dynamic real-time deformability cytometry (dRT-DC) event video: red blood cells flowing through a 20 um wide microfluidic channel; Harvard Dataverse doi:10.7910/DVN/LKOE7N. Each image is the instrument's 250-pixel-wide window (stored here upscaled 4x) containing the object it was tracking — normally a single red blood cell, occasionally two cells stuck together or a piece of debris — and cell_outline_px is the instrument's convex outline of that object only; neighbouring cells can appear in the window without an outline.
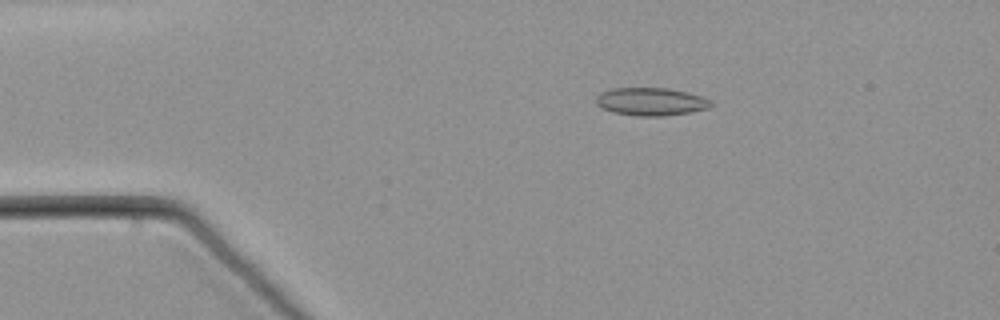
{"species": "common noctule bat (a hibernating species)", "species_latin": "Nyctalus noctula", "temperature_condition": "warm", "stored_images_in_passage": 60, "camera_frame_rate_fps": 3000, "um_per_image_px": 0.085, "animal": {"sex": "male", "body_mass_g": 21.5, "forearm_length_mm": 52.0}, "frame": {"image": 1, "passage_image": 12, "time_ms": 3.667, "image_size_px": [1000, 320], "cell_outline_px": [[712, 104], [708, 108], [688, 112], [664, 116], [636, 116], [612, 112], [596, 104], [596, 96], [600, 92], [612, 88], [668, 88], [688, 92], [712, 100]], "centroid_in_image_um": [55.31, 8.63], "position_along_channel_um": 29.7, "area_um2": 18.67}}
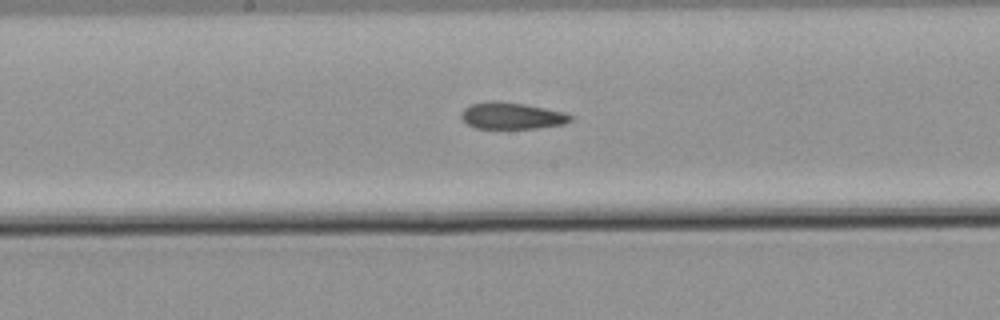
{"frame": {"image": 2, "passage_image": 32, "time_ms": 10.333, "image_size_px": [1000, 320], "cell_outline_px": [[572, 120], [564, 124], [536, 128], [476, 128], [468, 124], [460, 116], [464, 108], [472, 104], [492, 100], [496, 100], [524, 104], [564, 112], [572, 116]], "centroid_in_image_um": [43.5, 9.83], "position_along_channel_um": 204.7, "area_um2": 16.82}}
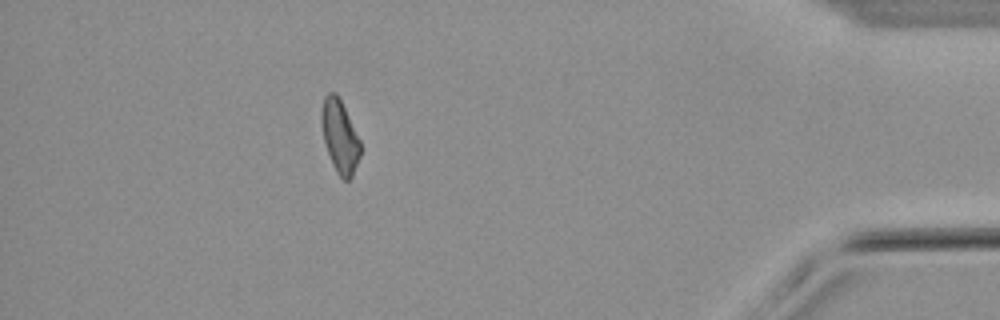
{"frame": {"image": 3, "passage_image": 54, "time_ms": 17.667, "image_size_px": [1000, 320], "cell_outline_px": [[360, 156], [352, 176], [348, 180], [344, 180], [336, 172], [332, 164], [324, 140], [320, 120], [320, 112], [324, 96], [328, 92], [336, 92], [360, 140]], "centroid_in_image_um": [28.86, 11.58], "position_along_channel_um": 406.3, "area_um2": 16.36}}